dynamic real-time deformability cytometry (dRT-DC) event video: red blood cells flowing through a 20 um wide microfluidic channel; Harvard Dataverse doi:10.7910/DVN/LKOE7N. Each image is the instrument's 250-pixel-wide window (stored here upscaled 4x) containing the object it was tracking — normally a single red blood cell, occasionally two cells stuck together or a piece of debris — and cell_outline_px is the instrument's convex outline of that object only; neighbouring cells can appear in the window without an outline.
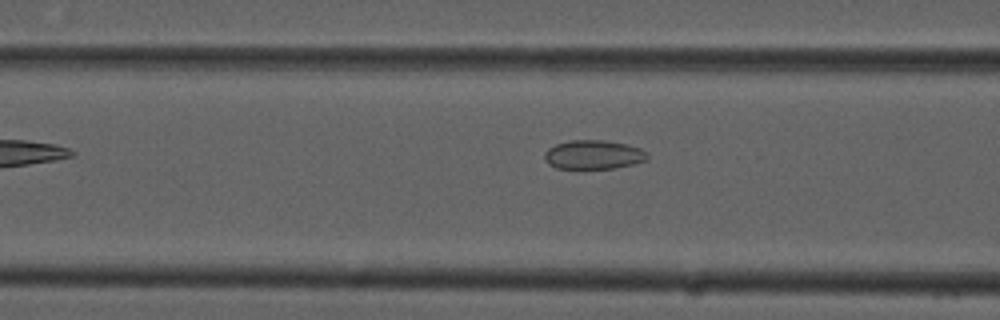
{"species": "common noctule bat (a hibernating species)", "species_latin": "Nyctalus noctula", "temperature_condition": "cold", "stored_images_in_passage": 5, "camera_frame_rate_fps": 3000, "um_per_image_px": 0.085, "animal": {"sex": "male", "forearm_length_mm": 52.5}, "frame": {"image": 1, "passage_image": 3, "time_ms": 0.667, "image_size_px": [1000, 320], "cell_outline_px": [[648, 160], [632, 164], [612, 168], [556, 168], [548, 164], [544, 160], [544, 152], [548, 148], [556, 144], [572, 140], [604, 140], [624, 144], [640, 148], [648, 152]], "centroid_in_image_um": [50.43, 13.14], "position_along_channel_um": 116.2, "area_um2": 17.34}}